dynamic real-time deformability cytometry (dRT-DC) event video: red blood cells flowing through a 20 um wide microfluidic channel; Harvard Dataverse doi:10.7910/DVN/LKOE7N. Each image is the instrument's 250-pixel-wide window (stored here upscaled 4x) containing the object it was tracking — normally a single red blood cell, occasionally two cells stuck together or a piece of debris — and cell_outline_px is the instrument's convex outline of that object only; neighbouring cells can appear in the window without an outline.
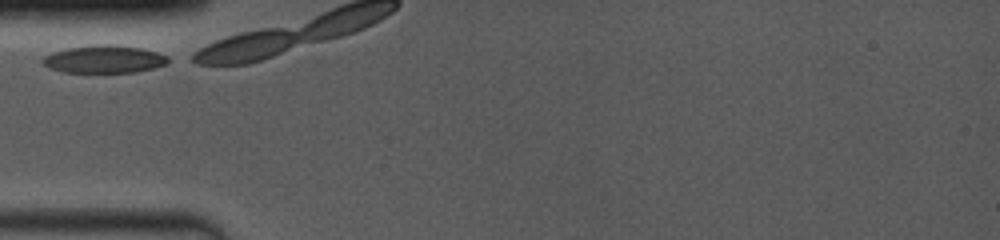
{"species": "common noctule bat (a hibernating species)", "species_latin": "Nyctalus noctula", "temperature_condition": "room temperature", "stored_images_in_passage": 4, "camera_frame_rate_fps": 4000, "um_per_image_px": 0.085, "animal": {"sex": "female", "body_mass_g": 19.0, "forearm_length_mm": 53.3}, "frame": {"image": 1, "passage_image": 1, "time_ms": 0.0, "image_size_px": [1000, 240], "cell_outline_px": [[168, 64], [136, 72], [64, 72], [48, 68], [40, 60], [44, 56], [52, 52], [68, 48], [100, 44], [112, 44], [140, 48], [156, 52], [168, 56]], "centroid_in_image_um": [8.83, 5.03], "position_along_channel_um": 76.2, "area_um2": 20.17}}